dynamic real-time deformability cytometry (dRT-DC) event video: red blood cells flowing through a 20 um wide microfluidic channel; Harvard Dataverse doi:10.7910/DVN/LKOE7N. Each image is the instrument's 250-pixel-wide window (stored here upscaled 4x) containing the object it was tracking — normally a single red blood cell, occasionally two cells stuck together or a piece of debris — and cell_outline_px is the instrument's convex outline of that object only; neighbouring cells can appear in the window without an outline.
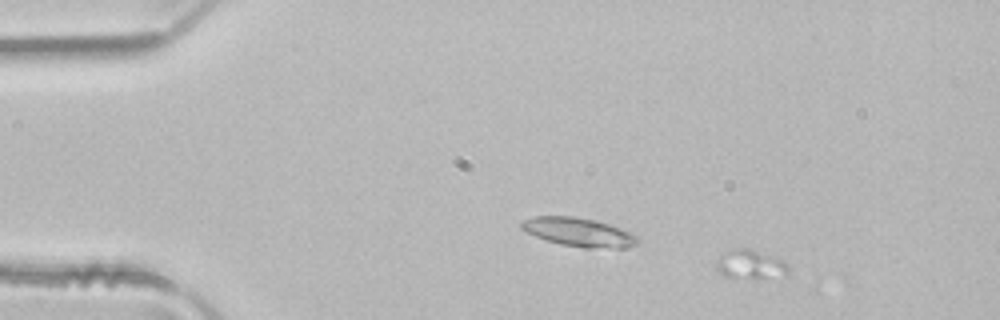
{"species": "common noctule bat (a hibernating species)", "species_latin": "Nyctalus noctula", "temperature_condition": "room temperature", "stored_images_in_passage": 4, "camera_frame_rate_fps": 3000, "um_per_image_px": 0.085, "animal": {"sex": "male", "body_mass_g": 21.5, "forearm_length_mm": 52.0}, "frame": {"image": 1, "passage_image": 2, "time_ms": 0.333, "image_size_px": [1000, 320], "cell_outline_px": [[788, 276], [756, 280], [724, 276], [716, 268], [716, 260], [720, 256], [732, 248], [748, 248], [780, 260], [788, 268]], "centroid_in_image_um": [63.76, 22.53], "position_along_channel_um": 21.2, "area_um2": 12.31}}
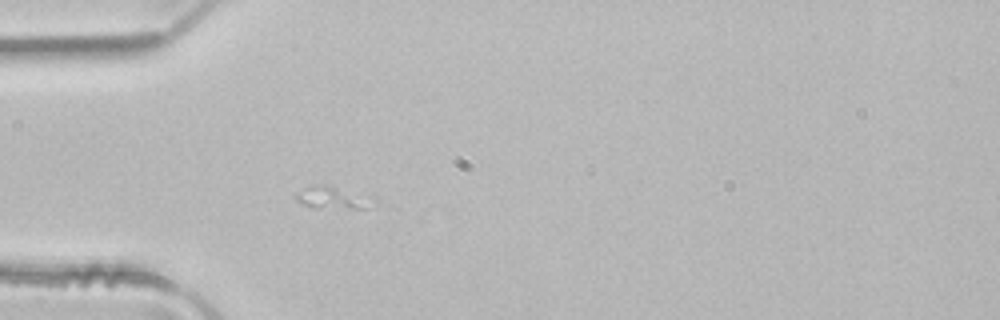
{"frame": {"image": 2, "passage_image": 4, "time_ms": 1.0, "image_size_px": [1000, 320], "cell_outline_px": [[376, 204], [368, 208], [308, 208], [300, 204], [292, 196], [304, 188], [320, 184], [328, 184], [376, 200]], "centroid_in_image_um": [28.19, 16.83], "position_along_channel_um": 56.8, "area_um2": 10.17}}